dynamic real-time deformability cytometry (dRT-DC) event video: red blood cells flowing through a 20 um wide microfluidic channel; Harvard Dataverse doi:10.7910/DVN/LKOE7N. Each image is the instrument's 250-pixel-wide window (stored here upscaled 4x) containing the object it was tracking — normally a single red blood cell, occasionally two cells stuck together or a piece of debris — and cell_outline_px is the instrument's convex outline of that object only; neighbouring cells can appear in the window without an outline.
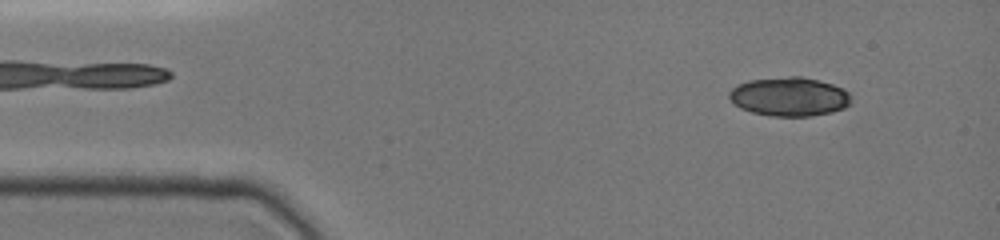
{"species": "common noctule bat (a hibernating species)", "species_latin": "Nyctalus noctula", "temperature_condition": "cold", "stored_images_in_passage": 20, "camera_frame_rate_fps": 3000, "um_per_image_px": 0.085, "animal": {"sex": "female", "body_mass_g": 19.0, "forearm_length_mm": 51.5}, "frame": {"image": 1, "passage_image": 2, "time_ms": 0.333, "image_size_px": [1000, 240], "cell_outline_px": [[852, 100], [844, 108], [832, 112], [808, 116], [768, 116], [752, 112], [740, 108], [732, 104], [728, 96], [728, 92], [736, 84], [748, 80], [788, 76], [800, 76], [832, 84], [844, 88], [848, 92]], "centroid_in_image_um": [67.05, 8.21], "position_along_channel_um": 18.0, "area_um2": 27.92}}